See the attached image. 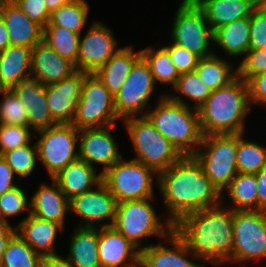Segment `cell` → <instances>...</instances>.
<instances>
[{
	"label": "cell",
	"instance_id": "6da1fadb",
	"mask_svg": "<svg viewBox=\"0 0 266 267\" xmlns=\"http://www.w3.org/2000/svg\"><path fill=\"white\" fill-rule=\"evenodd\" d=\"M158 188L167 208V219L177 224L185 215L215 207L222 196L193 156H183L158 174Z\"/></svg>",
	"mask_w": 266,
	"mask_h": 267
},
{
	"label": "cell",
	"instance_id": "7a4b0ae2",
	"mask_svg": "<svg viewBox=\"0 0 266 267\" xmlns=\"http://www.w3.org/2000/svg\"><path fill=\"white\" fill-rule=\"evenodd\" d=\"M222 203L185 215L174 230L199 259L219 265L232 260L234 210Z\"/></svg>",
	"mask_w": 266,
	"mask_h": 267
},
{
	"label": "cell",
	"instance_id": "3957f363",
	"mask_svg": "<svg viewBox=\"0 0 266 267\" xmlns=\"http://www.w3.org/2000/svg\"><path fill=\"white\" fill-rule=\"evenodd\" d=\"M251 105L248 83L239 76L212 91L197 109L203 135L244 133V118Z\"/></svg>",
	"mask_w": 266,
	"mask_h": 267
},
{
	"label": "cell",
	"instance_id": "277c9868",
	"mask_svg": "<svg viewBox=\"0 0 266 267\" xmlns=\"http://www.w3.org/2000/svg\"><path fill=\"white\" fill-rule=\"evenodd\" d=\"M157 106L145 115L183 156H193L203 139L198 110L160 96ZM194 111H193V110Z\"/></svg>",
	"mask_w": 266,
	"mask_h": 267
},
{
	"label": "cell",
	"instance_id": "5b68a950",
	"mask_svg": "<svg viewBox=\"0 0 266 267\" xmlns=\"http://www.w3.org/2000/svg\"><path fill=\"white\" fill-rule=\"evenodd\" d=\"M138 117L123 120L137 155L133 159L153 169L157 174L166 171L183 155L154 127L146 116Z\"/></svg>",
	"mask_w": 266,
	"mask_h": 267
},
{
	"label": "cell",
	"instance_id": "8992f818",
	"mask_svg": "<svg viewBox=\"0 0 266 267\" xmlns=\"http://www.w3.org/2000/svg\"><path fill=\"white\" fill-rule=\"evenodd\" d=\"M200 147L193 157L202 166L203 172L212 184L222 194L231 180L238 174L236 162L238 134L203 136Z\"/></svg>",
	"mask_w": 266,
	"mask_h": 267
},
{
	"label": "cell",
	"instance_id": "52a82bcc",
	"mask_svg": "<svg viewBox=\"0 0 266 267\" xmlns=\"http://www.w3.org/2000/svg\"><path fill=\"white\" fill-rule=\"evenodd\" d=\"M150 200L153 198L123 201L116 206L113 227L140 251L145 248L142 238L147 241L149 236L168 237L174 230V224L168 219L163 224L160 222Z\"/></svg>",
	"mask_w": 266,
	"mask_h": 267
},
{
	"label": "cell",
	"instance_id": "ba28073f",
	"mask_svg": "<svg viewBox=\"0 0 266 267\" xmlns=\"http://www.w3.org/2000/svg\"><path fill=\"white\" fill-rule=\"evenodd\" d=\"M153 178L158 183V174L153 169L140 161H123L122 158L103 174V182L117 204L153 198Z\"/></svg>",
	"mask_w": 266,
	"mask_h": 267
},
{
	"label": "cell",
	"instance_id": "9c48e42d",
	"mask_svg": "<svg viewBox=\"0 0 266 267\" xmlns=\"http://www.w3.org/2000/svg\"><path fill=\"white\" fill-rule=\"evenodd\" d=\"M118 119L114 96L95 74H88L72 125L77 129L106 127L114 125Z\"/></svg>",
	"mask_w": 266,
	"mask_h": 267
},
{
	"label": "cell",
	"instance_id": "30bf717a",
	"mask_svg": "<svg viewBox=\"0 0 266 267\" xmlns=\"http://www.w3.org/2000/svg\"><path fill=\"white\" fill-rule=\"evenodd\" d=\"M172 43L178 44L200 58L214 54L210 49L213 30L203 10L194 0H183L177 9L173 22ZM211 41V42H210Z\"/></svg>",
	"mask_w": 266,
	"mask_h": 267
},
{
	"label": "cell",
	"instance_id": "8fae6325",
	"mask_svg": "<svg viewBox=\"0 0 266 267\" xmlns=\"http://www.w3.org/2000/svg\"><path fill=\"white\" fill-rule=\"evenodd\" d=\"M37 132L41 136L36 142L39 160L45 166L50 179L69 163L79 159V153L76 152L79 129L74 125L57 123Z\"/></svg>",
	"mask_w": 266,
	"mask_h": 267
},
{
	"label": "cell",
	"instance_id": "7c38bea8",
	"mask_svg": "<svg viewBox=\"0 0 266 267\" xmlns=\"http://www.w3.org/2000/svg\"><path fill=\"white\" fill-rule=\"evenodd\" d=\"M155 81L150 67L141 56L131 68L120 91L114 96V106L118 118L121 120L145 116L148 102L155 90Z\"/></svg>",
	"mask_w": 266,
	"mask_h": 267
},
{
	"label": "cell",
	"instance_id": "4fadbf2b",
	"mask_svg": "<svg viewBox=\"0 0 266 267\" xmlns=\"http://www.w3.org/2000/svg\"><path fill=\"white\" fill-rule=\"evenodd\" d=\"M232 261L266 257V211H234Z\"/></svg>",
	"mask_w": 266,
	"mask_h": 267
},
{
	"label": "cell",
	"instance_id": "5bb4252c",
	"mask_svg": "<svg viewBox=\"0 0 266 267\" xmlns=\"http://www.w3.org/2000/svg\"><path fill=\"white\" fill-rule=\"evenodd\" d=\"M96 187V189L76 195L69 200L70 212L83 219V223L78 227L95 228L104 220L111 221L100 227H111L114 224L117 206L115 197L103 181Z\"/></svg>",
	"mask_w": 266,
	"mask_h": 267
},
{
	"label": "cell",
	"instance_id": "9a60e30c",
	"mask_svg": "<svg viewBox=\"0 0 266 267\" xmlns=\"http://www.w3.org/2000/svg\"><path fill=\"white\" fill-rule=\"evenodd\" d=\"M121 48L110 28L94 22L84 37L80 35L77 70L94 74Z\"/></svg>",
	"mask_w": 266,
	"mask_h": 267
},
{
	"label": "cell",
	"instance_id": "2e32d148",
	"mask_svg": "<svg viewBox=\"0 0 266 267\" xmlns=\"http://www.w3.org/2000/svg\"><path fill=\"white\" fill-rule=\"evenodd\" d=\"M115 127L109 125L106 127L83 128L79 129V159L85 161L91 166L93 164H102L103 169L100 171L104 174L122 155L118 152V146L115 142L111 131Z\"/></svg>",
	"mask_w": 266,
	"mask_h": 267
},
{
	"label": "cell",
	"instance_id": "e0dca14e",
	"mask_svg": "<svg viewBox=\"0 0 266 267\" xmlns=\"http://www.w3.org/2000/svg\"><path fill=\"white\" fill-rule=\"evenodd\" d=\"M88 74L77 70L70 77L46 86V104L56 123L72 124L82 85Z\"/></svg>",
	"mask_w": 266,
	"mask_h": 267
},
{
	"label": "cell",
	"instance_id": "ac0fdd59",
	"mask_svg": "<svg viewBox=\"0 0 266 267\" xmlns=\"http://www.w3.org/2000/svg\"><path fill=\"white\" fill-rule=\"evenodd\" d=\"M101 267H140L141 251L113 226L98 227Z\"/></svg>",
	"mask_w": 266,
	"mask_h": 267
},
{
	"label": "cell",
	"instance_id": "d6986e66",
	"mask_svg": "<svg viewBox=\"0 0 266 267\" xmlns=\"http://www.w3.org/2000/svg\"><path fill=\"white\" fill-rule=\"evenodd\" d=\"M11 90L23 103L30 128L39 131L57 124L46 104V86L42 85L35 76L23 78Z\"/></svg>",
	"mask_w": 266,
	"mask_h": 267
},
{
	"label": "cell",
	"instance_id": "ffe728a7",
	"mask_svg": "<svg viewBox=\"0 0 266 267\" xmlns=\"http://www.w3.org/2000/svg\"><path fill=\"white\" fill-rule=\"evenodd\" d=\"M167 238L170 240L171 248L160 242L157 245L145 246L141 251L140 267H203L188 259L191 255L200 260L175 230Z\"/></svg>",
	"mask_w": 266,
	"mask_h": 267
},
{
	"label": "cell",
	"instance_id": "44dd1931",
	"mask_svg": "<svg viewBox=\"0 0 266 267\" xmlns=\"http://www.w3.org/2000/svg\"><path fill=\"white\" fill-rule=\"evenodd\" d=\"M77 71L75 65L61 57L44 41L38 43L31 53V75L42 85L58 83Z\"/></svg>",
	"mask_w": 266,
	"mask_h": 267
},
{
	"label": "cell",
	"instance_id": "7402d4cb",
	"mask_svg": "<svg viewBox=\"0 0 266 267\" xmlns=\"http://www.w3.org/2000/svg\"><path fill=\"white\" fill-rule=\"evenodd\" d=\"M0 16L8 29L10 45L33 49L43 41V28L32 21L13 0L0 1Z\"/></svg>",
	"mask_w": 266,
	"mask_h": 267
},
{
	"label": "cell",
	"instance_id": "603a6c76",
	"mask_svg": "<svg viewBox=\"0 0 266 267\" xmlns=\"http://www.w3.org/2000/svg\"><path fill=\"white\" fill-rule=\"evenodd\" d=\"M16 227V233L27 242L41 257L58 255L55 252L57 231L63 226L48 220L40 219L30 212Z\"/></svg>",
	"mask_w": 266,
	"mask_h": 267
},
{
	"label": "cell",
	"instance_id": "cb8c5ba5",
	"mask_svg": "<svg viewBox=\"0 0 266 267\" xmlns=\"http://www.w3.org/2000/svg\"><path fill=\"white\" fill-rule=\"evenodd\" d=\"M53 186L41 184L31 197L30 214L40 219L56 222L64 227L65 215L70 212L69 199L58 183L51 178Z\"/></svg>",
	"mask_w": 266,
	"mask_h": 267
},
{
	"label": "cell",
	"instance_id": "d4e9b609",
	"mask_svg": "<svg viewBox=\"0 0 266 267\" xmlns=\"http://www.w3.org/2000/svg\"><path fill=\"white\" fill-rule=\"evenodd\" d=\"M203 10L213 32L235 20L249 17L260 5V0H194Z\"/></svg>",
	"mask_w": 266,
	"mask_h": 267
},
{
	"label": "cell",
	"instance_id": "484cf974",
	"mask_svg": "<svg viewBox=\"0 0 266 267\" xmlns=\"http://www.w3.org/2000/svg\"><path fill=\"white\" fill-rule=\"evenodd\" d=\"M95 171L83 160L69 163L53 179L58 183L61 191L70 200L72 197L90 191L103 181V174Z\"/></svg>",
	"mask_w": 266,
	"mask_h": 267
},
{
	"label": "cell",
	"instance_id": "4316f807",
	"mask_svg": "<svg viewBox=\"0 0 266 267\" xmlns=\"http://www.w3.org/2000/svg\"><path fill=\"white\" fill-rule=\"evenodd\" d=\"M141 57V51L134 52L130 46L121 48L94 74L115 96L122 88L134 63Z\"/></svg>",
	"mask_w": 266,
	"mask_h": 267
},
{
	"label": "cell",
	"instance_id": "83f0119b",
	"mask_svg": "<svg viewBox=\"0 0 266 267\" xmlns=\"http://www.w3.org/2000/svg\"><path fill=\"white\" fill-rule=\"evenodd\" d=\"M32 48L10 45L1 52L0 89H11L31 75Z\"/></svg>",
	"mask_w": 266,
	"mask_h": 267
},
{
	"label": "cell",
	"instance_id": "f1b7e54d",
	"mask_svg": "<svg viewBox=\"0 0 266 267\" xmlns=\"http://www.w3.org/2000/svg\"><path fill=\"white\" fill-rule=\"evenodd\" d=\"M68 254V261L74 267H101L98 255V227L75 228Z\"/></svg>",
	"mask_w": 266,
	"mask_h": 267
},
{
	"label": "cell",
	"instance_id": "f546056e",
	"mask_svg": "<svg viewBox=\"0 0 266 267\" xmlns=\"http://www.w3.org/2000/svg\"><path fill=\"white\" fill-rule=\"evenodd\" d=\"M213 40L229 56L246 55L250 49V16L217 28Z\"/></svg>",
	"mask_w": 266,
	"mask_h": 267
},
{
	"label": "cell",
	"instance_id": "4dcf8cb0",
	"mask_svg": "<svg viewBox=\"0 0 266 267\" xmlns=\"http://www.w3.org/2000/svg\"><path fill=\"white\" fill-rule=\"evenodd\" d=\"M231 199L232 210H258V183L256 174L239 173L224 190Z\"/></svg>",
	"mask_w": 266,
	"mask_h": 267
},
{
	"label": "cell",
	"instance_id": "1f68e13d",
	"mask_svg": "<svg viewBox=\"0 0 266 267\" xmlns=\"http://www.w3.org/2000/svg\"><path fill=\"white\" fill-rule=\"evenodd\" d=\"M195 71L212 91L228 85L238 76L237 68L232 72V65L215 54L200 58Z\"/></svg>",
	"mask_w": 266,
	"mask_h": 267
},
{
	"label": "cell",
	"instance_id": "d6a6232c",
	"mask_svg": "<svg viewBox=\"0 0 266 267\" xmlns=\"http://www.w3.org/2000/svg\"><path fill=\"white\" fill-rule=\"evenodd\" d=\"M80 35L66 27L46 25L43 28V41L61 57L72 62L77 69Z\"/></svg>",
	"mask_w": 266,
	"mask_h": 267
},
{
	"label": "cell",
	"instance_id": "836d02e7",
	"mask_svg": "<svg viewBox=\"0 0 266 267\" xmlns=\"http://www.w3.org/2000/svg\"><path fill=\"white\" fill-rule=\"evenodd\" d=\"M177 95H167L172 101L189 106L181 95L195 102L193 108L198 109L211 95L212 90L199 77L196 71L180 74L176 85L172 88ZM179 93L181 95H179Z\"/></svg>",
	"mask_w": 266,
	"mask_h": 267
},
{
	"label": "cell",
	"instance_id": "e575fe53",
	"mask_svg": "<svg viewBox=\"0 0 266 267\" xmlns=\"http://www.w3.org/2000/svg\"><path fill=\"white\" fill-rule=\"evenodd\" d=\"M141 56L150 67L155 84L157 81L172 84L171 88L177 83L180 76L176 66L173 64L169 52L161 47L154 50L153 47H147L141 50Z\"/></svg>",
	"mask_w": 266,
	"mask_h": 267
},
{
	"label": "cell",
	"instance_id": "d590c367",
	"mask_svg": "<svg viewBox=\"0 0 266 267\" xmlns=\"http://www.w3.org/2000/svg\"><path fill=\"white\" fill-rule=\"evenodd\" d=\"M88 12L89 4L87 1L73 0L54 11L47 25L66 27L68 30L81 35V30L87 23Z\"/></svg>",
	"mask_w": 266,
	"mask_h": 267
},
{
	"label": "cell",
	"instance_id": "8d00e7d4",
	"mask_svg": "<svg viewBox=\"0 0 266 267\" xmlns=\"http://www.w3.org/2000/svg\"><path fill=\"white\" fill-rule=\"evenodd\" d=\"M42 257L17 233L8 241L0 267H40Z\"/></svg>",
	"mask_w": 266,
	"mask_h": 267
},
{
	"label": "cell",
	"instance_id": "74e56055",
	"mask_svg": "<svg viewBox=\"0 0 266 267\" xmlns=\"http://www.w3.org/2000/svg\"><path fill=\"white\" fill-rule=\"evenodd\" d=\"M238 134L237 169L239 173L256 174L266 166V147L247 141Z\"/></svg>",
	"mask_w": 266,
	"mask_h": 267
},
{
	"label": "cell",
	"instance_id": "f35d334b",
	"mask_svg": "<svg viewBox=\"0 0 266 267\" xmlns=\"http://www.w3.org/2000/svg\"><path fill=\"white\" fill-rule=\"evenodd\" d=\"M2 157L19 179L26 178L36 167V160L39 159L38 147L36 143L32 146L29 143L3 153Z\"/></svg>",
	"mask_w": 266,
	"mask_h": 267
},
{
	"label": "cell",
	"instance_id": "ab89813d",
	"mask_svg": "<svg viewBox=\"0 0 266 267\" xmlns=\"http://www.w3.org/2000/svg\"><path fill=\"white\" fill-rule=\"evenodd\" d=\"M0 124L29 127L27 111L19 97L11 89H0Z\"/></svg>",
	"mask_w": 266,
	"mask_h": 267
},
{
	"label": "cell",
	"instance_id": "60d3db41",
	"mask_svg": "<svg viewBox=\"0 0 266 267\" xmlns=\"http://www.w3.org/2000/svg\"><path fill=\"white\" fill-rule=\"evenodd\" d=\"M31 201H28L27 195L20 186L6 191L0 196V221L8 222V217L16 216L24 210H28Z\"/></svg>",
	"mask_w": 266,
	"mask_h": 267
},
{
	"label": "cell",
	"instance_id": "b9f144b4",
	"mask_svg": "<svg viewBox=\"0 0 266 267\" xmlns=\"http://www.w3.org/2000/svg\"><path fill=\"white\" fill-rule=\"evenodd\" d=\"M31 128L20 125L0 124V155L31 142Z\"/></svg>",
	"mask_w": 266,
	"mask_h": 267
},
{
	"label": "cell",
	"instance_id": "7bdbcfd3",
	"mask_svg": "<svg viewBox=\"0 0 266 267\" xmlns=\"http://www.w3.org/2000/svg\"><path fill=\"white\" fill-rule=\"evenodd\" d=\"M239 67L238 76L248 82L252 77L266 72V49H249Z\"/></svg>",
	"mask_w": 266,
	"mask_h": 267
},
{
	"label": "cell",
	"instance_id": "ee69618b",
	"mask_svg": "<svg viewBox=\"0 0 266 267\" xmlns=\"http://www.w3.org/2000/svg\"><path fill=\"white\" fill-rule=\"evenodd\" d=\"M250 49H266V8L261 4L250 16Z\"/></svg>",
	"mask_w": 266,
	"mask_h": 267
},
{
	"label": "cell",
	"instance_id": "f6af8a7d",
	"mask_svg": "<svg viewBox=\"0 0 266 267\" xmlns=\"http://www.w3.org/2000/svg\"><path fill=\"white\" fill-rule=\"evenodd\" d=\"M164 48L169 52L171 60L179 74L195 71L200 60L199 56L175 43L164 46Z\"/></svg>",
	"mask_w": 266,
	"mask_h": 267
},
{
	"label": "cell",
	"instance_id": "bcb514c9",
	"mask_svg": "<svg viewBox=\"0 0 266 267\" xmlns=\"http://www.w3.org/2000/svg\"><path fill=\"white\" fill-rule=\"evenodd\" d=\"M14 3L35 23L44 28L51 14L45 0H13Z\"/></svg>",
	"mask_w": 266,
	"mask_h": 267
},
{
	"label": "cell",
	"instance_id": "7dc6e473",
	"mask_svg": "<svg viewBox=\"0 0 266 267\" xmlns=\"http://www.w3.org/2000/svg\"><path fill=\"white\" fill-rule=\"evenodd\" d=\"M250 104L266 106V72L252 77L248 82Z\"/></svg>",
	"mask_w": 266,
	"mask_h": 267
},
{
	"label": "cell",
	"instance_id": "c3c4849f",
	"mask_svg": "<svg viewBox=\"0 0 266 267\" xmlns=\"http://www.w3.org/2000/svg\"><path fill=\"white\" fill-rule=\"evenodd\" d=\"M14 175L15 173L9 167L8 163L5 161L2 155H0V196L6 191H9L18 186L13 182Z\"/></svg>",
	"mask_w": 266,
	"mask_h": 267
},
{
	"label": "cell",
	"instance_id": "681fc988",
	"mask_svg": "<svg viewBox=\"0 0 266 267\" xmlns=\"http://www.w3.org/2000/svg\"><path fill=\"white\" fill-rule=\"evenodd\" d=\"M258 183V210L266 211V166L256 173Z\"/></svg>",
	"mask_w": 266,
	"mask_h": 267
},
{
	"label": "cell",
	"instance_id": "f907efd6",
	"mask_svg": "<svg viewBox=\"0 0 266 267\" xmlns=\"http://www.w3.org/2000/svg\"><path fill=\"white\" fill-rule=\"evenodd\" d=\"M16 233V227L13 228L10 223L0 221V266L8 241Z\"/></svg>",
	"mask_w": 266,
	"mask_h": 267
},
{
	"label": "cell",
	"instance_id": "816d5d0a",
	"mask_svg": "<svg viewBox=\"0 0 266 267\" xmlns=\"http://www.w3.org/2000/svg\"><path fill=\"white\" fill-rule=\"evenodd\" d=\"M40 267H74L68 259L60 255L42 257Z\"/></svg>",
	"mask_w": 266,
	"mask_h": 267
},
{
	"label": "cell",
	"instance_id": "f5cc1de1",
	"mask_svg": "<svg viewBox=\"0 0 266 267\" xmlns=\"http://www.w3.org/2000/svg\"><path fill=\"white\" fill-rule=\"evenodd\" d=\"M8 46H10L8 29L0 16V52L4 51Z\"/></svg>",
	"mask_w": 266,
	"mask_h": 267
},
{
	"label": "cell",
	"instance_id": "db71d44e",
	"mask_svg": "<svg viewBox=\"0 0 266 267\" xmlns=\"http://www.w3.org/2000/svg\"><path fill=\"white\" fill-rule=\"evenodd\" d=\"M48 8V12L52 14L56 11L60 6L65 5L67 3L72 2L73 0H45Z\"/></svg>",
	"mask_w": 266,
	"mask_h": 267
},
{
	"label": "cell",
	"instance_id": "11a10c76",
	"mask_svg": "<svg viewBox=\"0 0 266 267\" xmlns=\"http://www.w3.org/2000/svg\"><path fill=\"white\" fill-rule=\"evenodd\" d=\"M260 4L266 8V0H260Z\"/></svg>",
	"mask_w": 266,
	"mask_h": 267
}]
</instances>
